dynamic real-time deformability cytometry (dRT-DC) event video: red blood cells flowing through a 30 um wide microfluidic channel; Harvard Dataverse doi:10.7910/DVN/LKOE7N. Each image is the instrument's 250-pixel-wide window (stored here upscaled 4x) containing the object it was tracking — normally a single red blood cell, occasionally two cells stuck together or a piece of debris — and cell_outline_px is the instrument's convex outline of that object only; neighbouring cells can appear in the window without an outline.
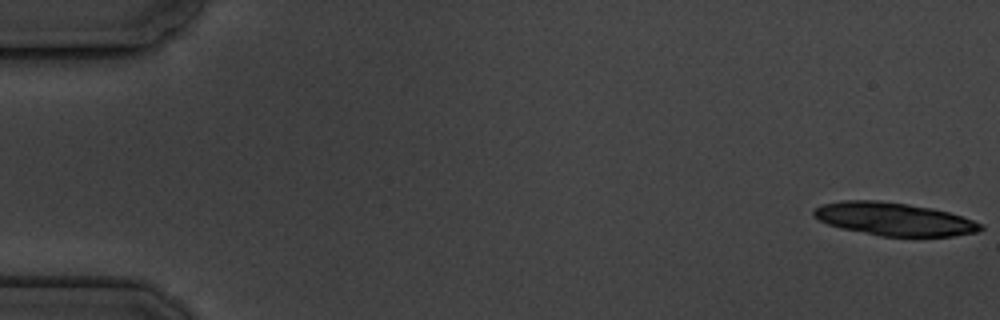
{"species": "common noctule bat (a hibernating species)", "species_latin": "Nyctalus noctula", "temperature_condition": "cold", "stored_images_in_passage": 8, "camera_frame_rate_fps": 3000, "um_per_image_px": 0.085, "animal": {"sex": "male", "body_mass_g": 19.5, "forearm_length_mm": 54.6}, "frame": {"image": 1, "passage_image": 1, "time_ms": 0.0, "image_size_px": [1000, 320], "cell_outline_px": [[984, 228], [976, 232], [952, 236], [880, 236], [840, 228], [828, 224], [820, 220], [812, 212], [816, 208], [824, 204], [840, 200], [880, 200], [932, 208], [948, 212], [984, 224]], "centroid_in_image_um": [76.0, 18.62], "position_along_channel_um": 9.0, "area_um2": 31.85}}